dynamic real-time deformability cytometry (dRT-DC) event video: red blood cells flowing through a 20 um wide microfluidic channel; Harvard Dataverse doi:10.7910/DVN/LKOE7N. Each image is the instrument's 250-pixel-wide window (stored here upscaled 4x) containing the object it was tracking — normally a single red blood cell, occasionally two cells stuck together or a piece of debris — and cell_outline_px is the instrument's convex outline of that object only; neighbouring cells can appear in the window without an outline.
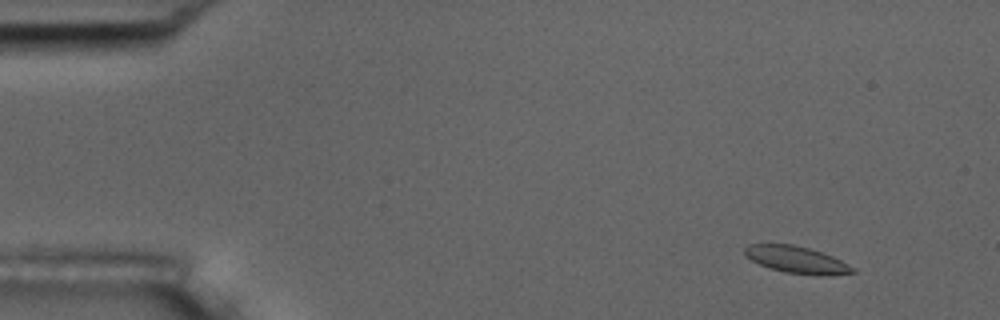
{"species": "common noctule bat (a hibernating species)", "species_latin": "Nyctalus noctula", "temperature_condition": "room temperature", "stored_images_in_passage": 5, "camera_frame_rate_fps": 3000, "um_per_image_px": 0.085, "animal": {"sex": "male", "body_mass_g": 17.5, "forearm_length_mm": 52.3}, "frame": {"image": 1, "passage_image": 2, "time_ms": 1.0, "image_size_px": [1000, 320], "cell_outline_px": [[856, 272], [828, 276], [820, 276], [784, 272], [760, 264], [744, 256], [744, 248], [748, 244], [792, 244], [808, 248], [832, 256], [856, 268]], "centroid_in_image_um": [67.73, 22.08], "position_along_channel_um": 17.3, "area_um2": 16.94}}
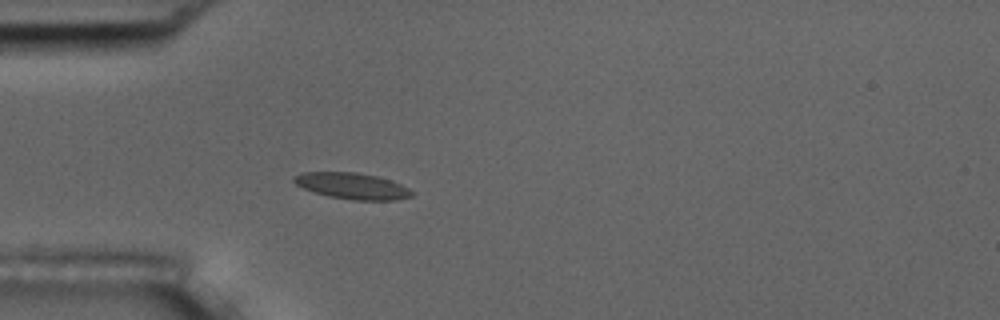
{"frame": {"image": 2, "passage_image": 5, "time_ms": 4.667, "image_size_px": [1000, 320], "cell_outline_px": [[412, 196], [396, 200], [352, 200], [328, 196], [304, 188], [296, 184], [292, 180], [292, 176], [304, 172], [356, 172], [376, 176], [400, 184], [408, 188], [412, 192]], "centroid_in_image_um": [29.91, 15.8], "position_along_channel_um": 55.1, "area_um2": 17.8}}